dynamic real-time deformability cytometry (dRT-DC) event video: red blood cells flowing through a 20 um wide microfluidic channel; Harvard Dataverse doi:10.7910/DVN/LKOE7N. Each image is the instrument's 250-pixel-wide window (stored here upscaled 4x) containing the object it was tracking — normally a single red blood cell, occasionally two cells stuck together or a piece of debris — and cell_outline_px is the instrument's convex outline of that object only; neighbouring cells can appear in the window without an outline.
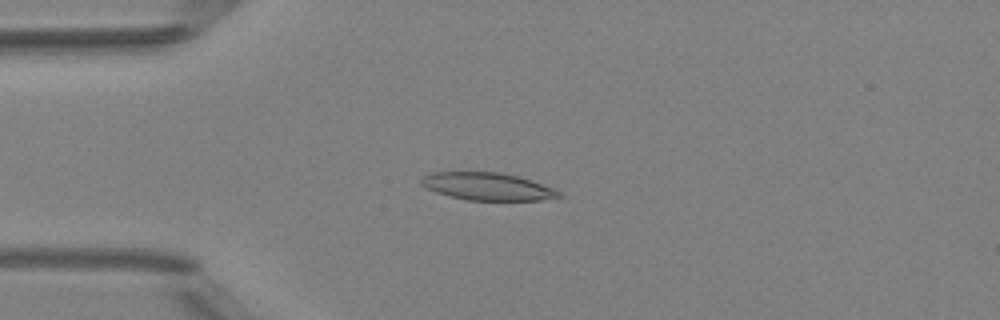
{"species": "Egyptian fruit bat (a non-hibernating species)", "species_latin": "Rousettus aegyptiacus", "temperature_condition": "room temperature", "stored_images_in_passage": 4, "camera_frame_rate_fps": 3000, "um_per_image_px": 0.085, "animal": {"sex": "female"}, "frame": {"image": 1, "passage_image": 3, "time_ms": 2.333, "image_size_px": [1000, 320], "cell_outline_px": [[564, 196], [540, 200], [468, 200], [448, 196], [436, 192], [420, 184], [420, 180], [428, 172], [500, 172], [532, 180], [552, 188], [560, 192]], "centroid_in_image_um": [41.41, 15.85], "position_along_channel_um": 43.6, "area_um2": 22.02}}
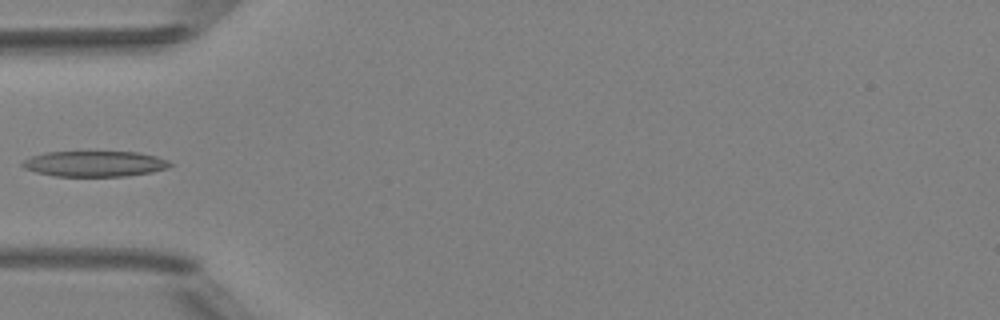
{"frame": {"image": 2, "passage_image": 4, "time_ms": 3.667, "image_size_px": [1000, 320], "cell_outline_px": [[172, 164], [164, 168], [152, 172], [128, 176], [56, 176], [36, 172], [24, 168], [20, 164], [24, 160], [32, 156], [44, 152], [136, 152], [156, 156], [168, 160]], "centroid_in_image_um": [8.02, 13.92], "position_along_channel_um": 77.0, "area_um2": 21.91}}